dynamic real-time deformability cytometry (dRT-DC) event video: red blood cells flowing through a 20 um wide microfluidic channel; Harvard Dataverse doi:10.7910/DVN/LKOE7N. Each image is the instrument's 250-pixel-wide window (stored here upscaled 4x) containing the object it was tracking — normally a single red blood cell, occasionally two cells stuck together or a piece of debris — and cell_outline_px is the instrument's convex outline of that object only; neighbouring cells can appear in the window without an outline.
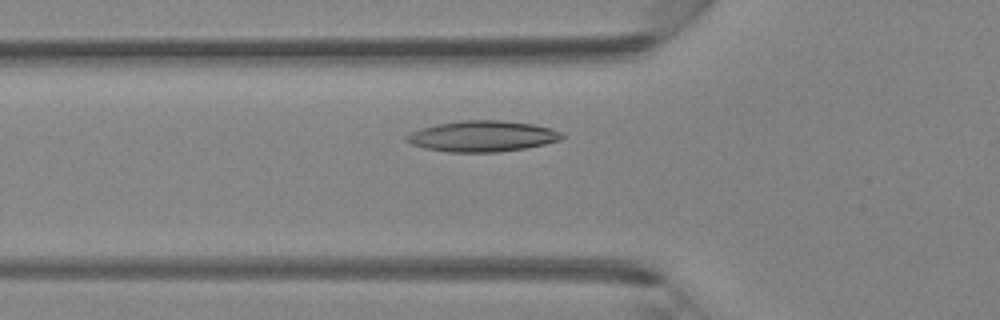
{"species": "Egyptian fruit bat (a non-hibernating species)", "species_latin": "Rousettus aegyptiacus", "temperature_condition": "room temperature", "stored_images_in_passage": 34, "camera_frame_rate_fps": 3000, "um_per_image_px": 0.085, "animal": {"sex": "female"}, "frame": {"image": 1, "passage_image": 11, "time_ms": 3.333, "image_size_px": [1000, 320], "cell_outline_px": [[564, 136], [560, 140], [544, 144], [524, 148], [500, 152], [448, 152], [424, 148], [412, 144], [404, 140], [404, 136], [412, 132], [424, 128], [440, 124], [464, 120], [500, 120], [532, 124], [548, 128], [560, 132]], "centroid_in_image_um": [40.98, 11.59], "position_along_channel_um": 84.8, "area_um2": 27.63}}
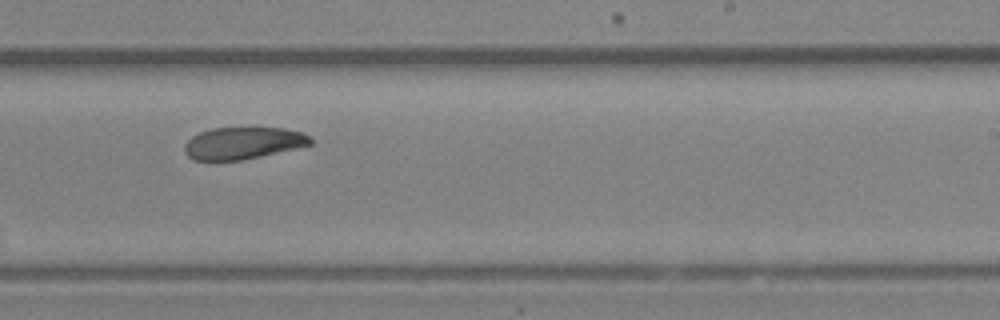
{"frame": {"image": 2, "passage_image": 22, "time_ms": 7.0, "image_size_px": [1000, 320], "cell_outline_px": [[312, 144], [296, 148], [260, 156], [240, 160], [192, 160], [184, 152], [184, 144], [192, 136], [200, 132], [212, 128], [284, 128], [300, 132], [308, 136], [312, 140]], "centroid_in_image_um": [20.61, 12.16], "position_along_channel_um": 268.4, "area_um2": 23.29}}
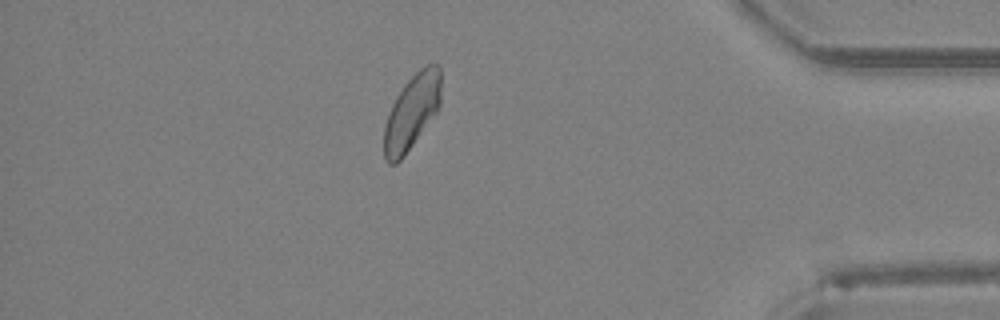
{"frame": {"image": 3, "passage_image": 32, "time_ms": 10.333, "image_size_px": [1000, 320], "cell_outline_px": [[440, 108], [404, 156], [396, 164], [388, 164], [384, 160], [384, 124], [388, 112], [396, 96], [404, 84], [420, 68], [428, 64], [440, 64]], "centroid_in_image_um": [34.99, 9.53], "position_along_channel_um": 400.2, "area_um2": 24.97}}